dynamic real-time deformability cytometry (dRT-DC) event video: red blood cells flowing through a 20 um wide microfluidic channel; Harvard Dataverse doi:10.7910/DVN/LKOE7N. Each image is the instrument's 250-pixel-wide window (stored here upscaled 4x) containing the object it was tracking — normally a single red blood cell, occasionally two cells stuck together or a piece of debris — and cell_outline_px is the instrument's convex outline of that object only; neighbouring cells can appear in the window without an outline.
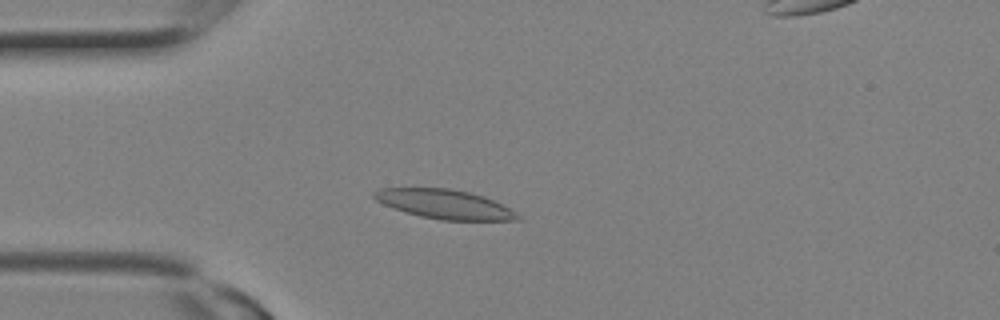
{"species": "Egyptian fruit bat (a non-hibernating species)", "species_latin": "Rousettus aegyptiacus", "temperature_condition": "room temperature", "stored_images_in_passage": 16, "camera_frame_rate_fps": 3000, "um_per_image_px": 0.085, "animal": {"sex": "female"}, "frame": {"image": 1, "passage_image": 5, "time_ms": 1.333, "image_size_px": [1000, 320], "cell_outline_px": [[520, 220], [440, 220], [420, 216], [404, 212], [384, 204], [376, 200], [372, 196], [372, 192], [380, 188], [448, 188], [468, 192], [484, 196], [508, 208], [520, 216]], "centroid_in_image_um": [37.74, 17.35], "position_along_channel_um": 47.3, "area_um2": 24.22}}
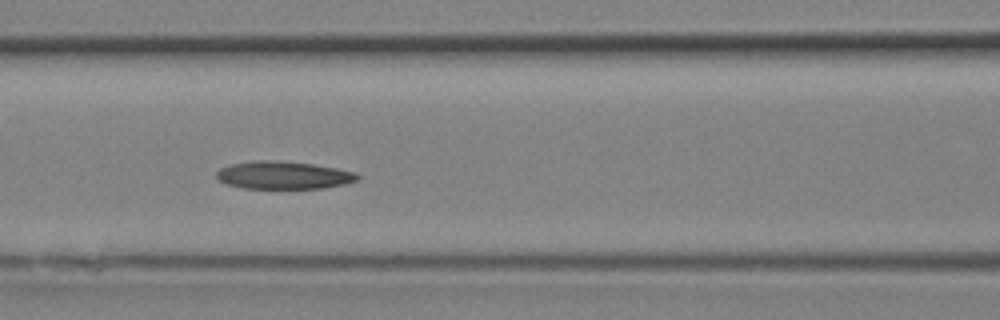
{"frame": {"image": 2, "passage_image": 9, "time_ms": 2.667, "image_size_px": [1000, 320], "cell_outline_px": [[360, 180], [344, 184], [320, 188], [244, 188], [228, 184], [220, 180], [216, 176], [216, 172], [220, 168], [228, 164], [256, 160], [272, 160], [312, 164], [336, 168], [356, 172], [360, 176]], "centroid_in_image_um": [24.1, 14.88], "position_along_channel_um": 142.5, "area_um2": 22.72}}
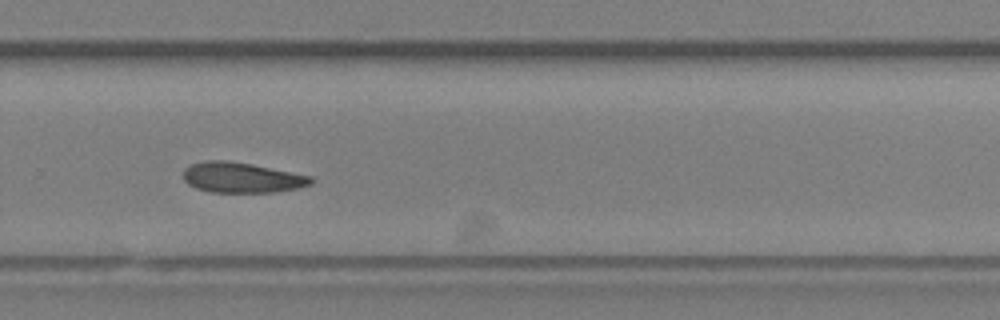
{"frame": {"image": 3, "passage_image": 15, "time_ms": 4.667, "image_size_px": [1000, 320], "cell_outline_px": [[312, 184], [300, 188], [276, 192], [212, 192], [196, 188], [188, 184], [184, 180], [184, 168], [188, 164], [204, 160], [224, 160], [252, 164], [312, 176]], "centroid_in_image_um": [20.54, 15.09], "position_along_channel_um": 309.3, "area_um2": 22.72}}